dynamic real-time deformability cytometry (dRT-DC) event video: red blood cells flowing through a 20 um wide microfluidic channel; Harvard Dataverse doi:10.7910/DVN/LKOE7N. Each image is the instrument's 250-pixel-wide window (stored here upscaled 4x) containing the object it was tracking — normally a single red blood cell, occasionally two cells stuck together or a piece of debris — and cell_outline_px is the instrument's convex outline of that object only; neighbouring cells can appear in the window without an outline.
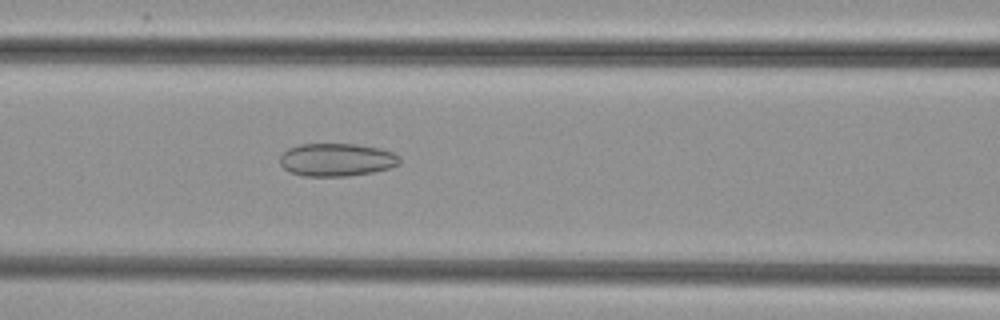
{"species": "common noctule bat (a hibernating species)", "species_latin": "Nyctalus noctula", "temperature_condition": "cold", "stored_images_in_passage": 42, "camera_frame_rate_fps": 3000, "um_per_image_px": 0.085, "animal": {"sex": "female", "body_mass_g": 29.2, "forearm_length_mm": 56.3}, "frame": {"image": 1, "passage_image": 12, "time_ms": 3.667, "image_size_px": [1000, 320], "cell_outline_px": [[400, 164], [388, 168], [372, 172], [348, 176], [304, 176], [292, 172], [284, 168], [280, 164], [280, 156], [288, 148], [300, 144], [356, 144], [380, 148], [392, 152], [400, 156]], "centroid_in_image_um": [28.62, 13.57], "position_along_channel_um": 138.0, "area_um2": 22.95}}
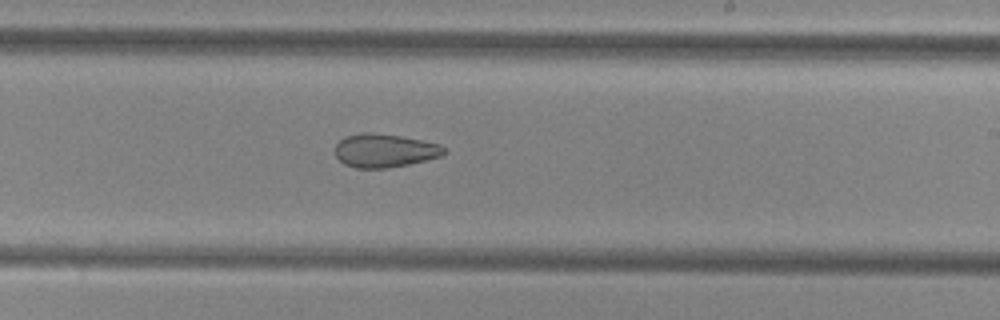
{"frame": {"image": 2, "passage_image": 21, "time_ms": 6.667, "image_size_px": [1000, 320], "cell_outline_px": [[448, 152], [440, 156], [408, 164], [388, 168], [356, 168], [344, 164], [336, 156], [336, 144], [344, 136], [360, 132], [372, 132], [400, 136], [440, 144]], "centroid_in_image_um": [32.67, 12.79], "position_along_channel_um": 256.3, "area_um2": 21.21}}
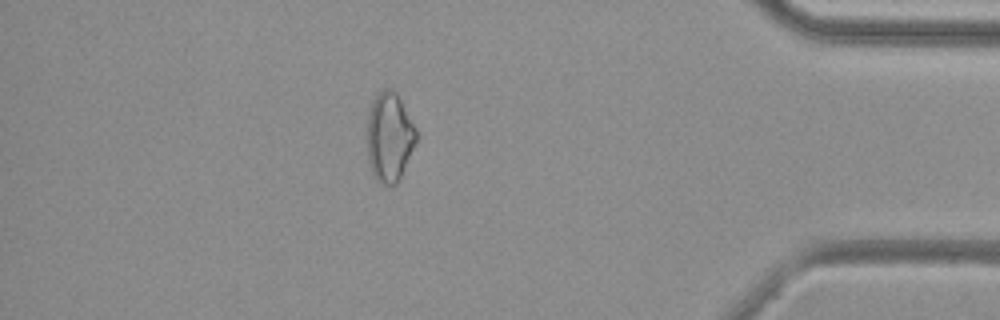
{"frame": {"image": 3, "passage_image": 35, "time_ms": 11.333, "image_size_px": [1000, 320], "cell_outline_px": [[420, 136], [400, 180], [396, 184], [380, 184], [376, 180], [372, 172], [368, 160], [368, 112], [372, 100], [384, 88], [392, 88], [396, 92], [416, 128]], "centroid_in_image_um": [33.13, 11.67], "position_along_channel_um": 402.1, "area_um2": 25.89}}